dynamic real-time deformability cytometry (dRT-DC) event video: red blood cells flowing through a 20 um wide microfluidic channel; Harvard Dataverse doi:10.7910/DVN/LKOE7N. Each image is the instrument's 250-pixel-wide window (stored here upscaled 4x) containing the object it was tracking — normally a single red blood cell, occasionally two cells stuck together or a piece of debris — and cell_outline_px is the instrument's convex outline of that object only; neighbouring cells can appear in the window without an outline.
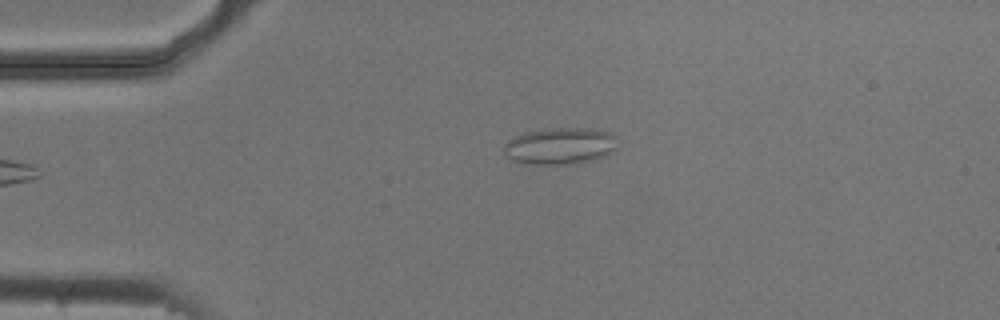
{"species": "common noctule bat (a hibernating species)", "species_latin": "Nyctalus noctula", "temperature_condition": "cold", "stored_images_in_passage": 35, "camera_frame_rate_fps": 3000, "um_per_image_px": 0.085, "animal": {"sex": "male", "body_mass_g": 20.5, "forearm_length_mm": 52.5}, "frame": {"image": 1, "passage_image": 1, "time_ms": 0.0, "image_size_px": [1000, 320], "cell_outline_px": [[616, 148], [612, 152], [588, 160], [572, 164], [528, 164], [512, 160], [504, 152], [504, 144], [508, 140], [524, 132], [544, 128], [588, 128], [608, 132], [616, 136]], "centroid_in_image_um": [47.57, 12.39], "position_along_channel_um": 37.4, "area_um2": 24.16}}
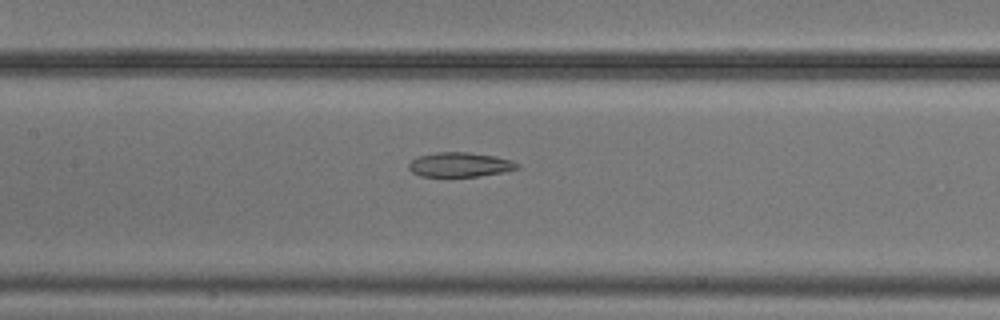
{"frame": {"image": 2, "passage_image": 14, "time_ms": 4.333, "image_size_px": [1000, 320], "cell_outline_px": [[520, 168], [504, 172], [476, 176], [420, 176], [412, 172], [408, 168], [408, 164], [416, 156], [436, 152], [468, 152], [496, 156], [512, 160], [520, 164]], "centroid_in_image_um": [39.1, 13.98], "position_along_channel_um": 168.3, "area_um2": 15.61}}
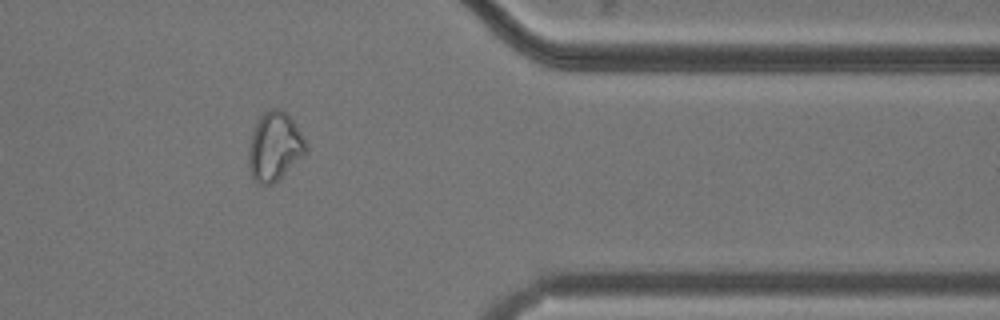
{"frame": {"image": 3, "passage_image": 33, "time_ms": 10.667, "image_size_px": [1000, 320], "cell_outline_px": [[308, 148], [304, 156], [272, 184], [264, 188], [256, 184], [252, 180], [248, 168], [248, 148], [252, 132], [260, 116], [268, 108], [280, 108], [292, 120], [304, 136], [308, 144]], "centroid_in_image_um": [23.32, 12.5], "position_along_channel_um": 388.1, "area_um2": 23.41}, "authors_computed_cell_mechanics": {"area_um2": 17.2244, "velocity_mm_per_s": 3.7377, "shape_relaxation_time_tau1_ms": null, "shape_relaxation_time_tau2_ms": 7.752, "deformation_change_tau1": null, "deformation_change_tau2": 0.1605}}